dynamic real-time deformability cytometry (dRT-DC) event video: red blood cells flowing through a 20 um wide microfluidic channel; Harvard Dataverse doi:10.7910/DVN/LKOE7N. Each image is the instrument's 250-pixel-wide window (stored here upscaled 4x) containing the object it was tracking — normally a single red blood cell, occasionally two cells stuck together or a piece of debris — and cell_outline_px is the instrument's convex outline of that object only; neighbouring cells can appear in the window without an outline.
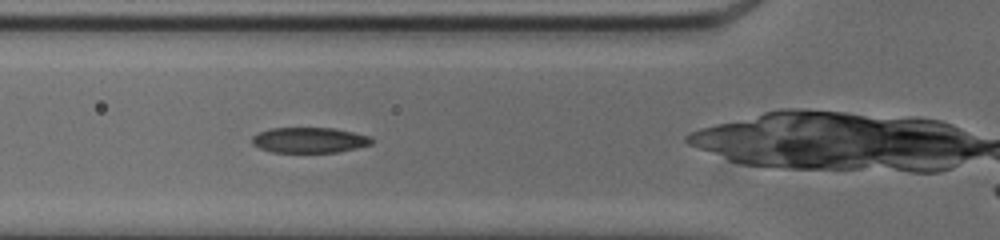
{"species": "common noctule bat (a hibernating species)", "species_latin": "Nyctalus noctula", "temperature_condition": "cold", "stored_images_in_passage": 38, "camera_frame_rate_fps": 3000, "um_per_image_px": 0.085, "animal": {"sex": "male", "body_mass_g": 20.0, "forearm_length_mm": 53.3}, "frame": {"image": 1, "passage_image": 10, "time_ms": 3.0, "image_size_px": [1000, 240], "cell_outline_px": [[372, 144], [356, 148], [336, 152], [272, 152], [260, 148], [252, 144], [252, 136], [260, 132], [272, 128], [336, 128], [372, 136]], "centroid_in_image_um": [26.32, 11.9], "position_along_channel_um": 99.5, "area_um2": 17.74}}
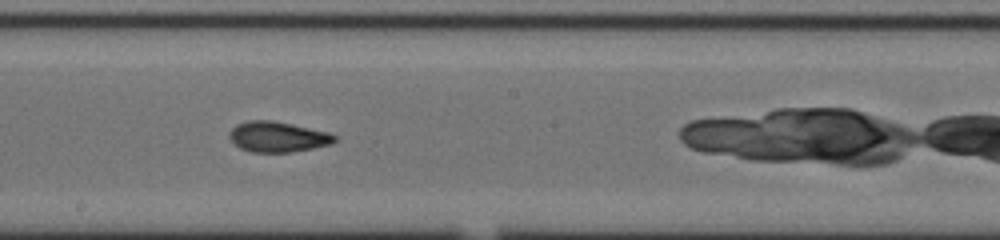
{"frame": {"image": 2, "passage_image": 20, "time_ms": 6.333, "image_size_px": [1000, 240], "cell_outline_px": [[336, 140], [332, 144], [292, 152], [252, 152], [240, 148], [228, 136], [228, 132], [236, 124], [248, 120], [272, 120], [292, 124], [328, 132], [336, 136]], "centroid_in_image_um": [23.59, 11.62], "position_along_channel_um": 224.6, "area_um2": 18.67}}
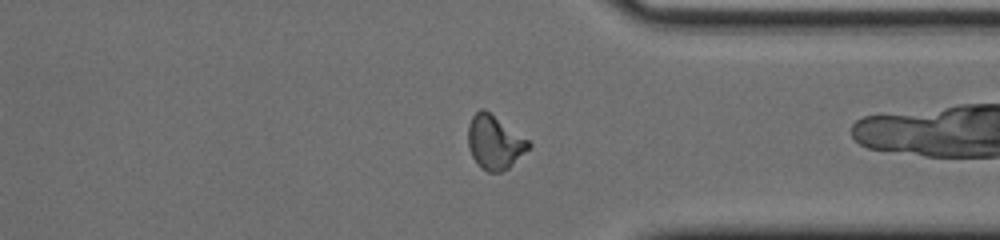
{"frame": {"image": 3, "passage_image": 32, "time_ms": 10.333, "image_size_px": [1000, 240], "cell_outline_px": [[532, 148], [508, 168], [500, 172], [488, 172], [480, 168], [476, 164], [468, 148], [468, 124], [472, 116], [480, 108], [484, 108], [528, 140], [532, 144]], "centroid_in_image_um": [42.04, 12.11], "position_along_channel_um": 369.4, "area_um2": 19.19}, "authors_computed_cell_mechanics": {"area_um2": 18.4671, "velocity_mm_per_s": 3.7508, "shape_relaxation_time_tau1_ms": 5.6399, "shape_relaxation_time_tau2_ms": 1.3812, "deformation_change_tau1": 0.1819, "deformation_change_tau2": 0.0733}}